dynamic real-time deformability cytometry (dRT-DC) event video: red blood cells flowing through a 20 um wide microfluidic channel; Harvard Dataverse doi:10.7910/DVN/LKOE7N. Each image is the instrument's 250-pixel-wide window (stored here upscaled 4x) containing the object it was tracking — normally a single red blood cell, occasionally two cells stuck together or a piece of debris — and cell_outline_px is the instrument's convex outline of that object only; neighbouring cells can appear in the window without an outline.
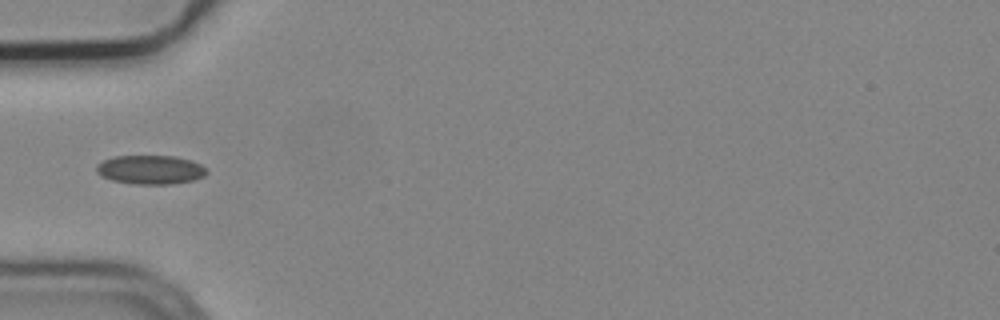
{"species": "common noctule bat (a hibernating species)", "species_latin": "Nyctalus noctula", "temperature_condition": "cold", "stored_images_in_passage": 5, "camera_frame_rate_fps": 3000, "um_per_image_px": 0.085, "animal": {"sex": "male", "body_mass_g": 19.2, "forearm_length_mm": 51.8}, "frame": {"image": 1, "passage_image": 5, "time_ms": 1.333, "image_size_px": [1000, 320], "cell_outline_px": [[208, 172], [204, 176], [192, 180], [168, 184], [136, 184], [112, 180], [100, 176], [96, 172], [96, 164], [112, 156], [176, 156], [192, 160], [200, 164]], "centroid_in_image_um": [12.75, 14.41], "position_along_channel_um": 72.2, "area_um2": 18.61}}